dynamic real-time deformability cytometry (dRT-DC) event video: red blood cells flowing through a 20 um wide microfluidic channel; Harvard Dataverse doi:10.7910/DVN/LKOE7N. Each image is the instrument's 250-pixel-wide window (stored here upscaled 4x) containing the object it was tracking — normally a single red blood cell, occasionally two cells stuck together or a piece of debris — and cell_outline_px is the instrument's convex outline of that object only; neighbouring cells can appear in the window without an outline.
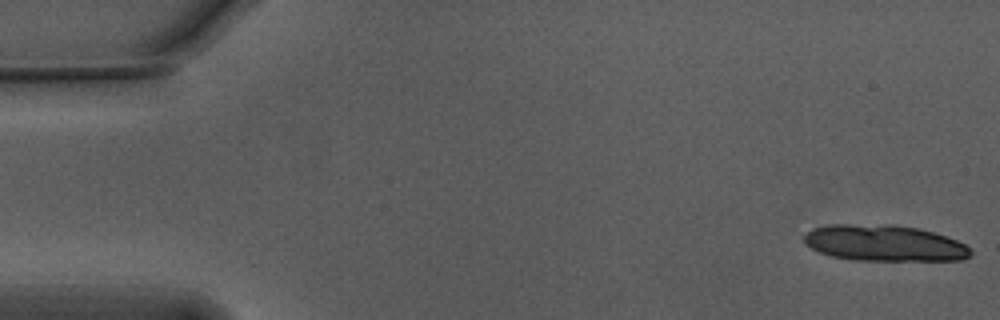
{"species": "Egyptian fruit bat (a non-hibernating species)", "species_latin": "Rousettus aegyptiacus", "temperature_condition": "warm", "stored_images_in_passage": 15, "camera_frame_rate_fps": 3000, "um_per_image_px": 0.085, "animal": {"sex": "male"}, "frame": {"image": 1, "passage_image": 1, "time_ms": 0.0, "image_size_px": [1000, 320], "cell_outline_px": [[972, 252], [968, 256], [960, 260], [856, 260], [832, 256], [820, 252], [812, 248], [804, 240], [804, 236], [812, 228], [828, 224], [892, 224], [920, 228], [956, 240], [964, 244]], "centroid_in_image_um": [75.14, 20.65], "position_along_channel_um": 9.9, "area_um2": 34.91}}